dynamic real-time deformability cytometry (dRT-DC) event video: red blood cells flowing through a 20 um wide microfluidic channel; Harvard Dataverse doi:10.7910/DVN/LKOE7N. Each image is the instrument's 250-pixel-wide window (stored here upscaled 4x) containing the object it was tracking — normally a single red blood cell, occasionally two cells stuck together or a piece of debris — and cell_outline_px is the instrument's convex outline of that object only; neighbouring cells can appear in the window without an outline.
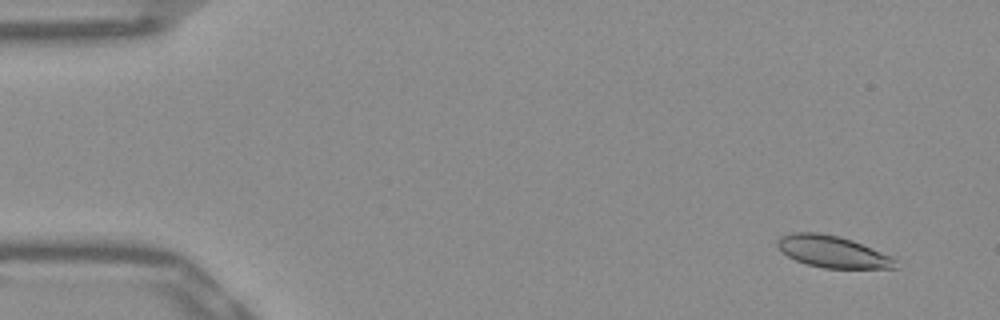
{"species": "Egyptian fruit bat (a non-hibernating species)", "species_latin": "Rousettus aegyptiacus", "temperature_condition": "warm", "stored_images_in_passage": 53, "camera_frame_rate_fps": 3000, "um_per_image_px": 0.085, "frame": {"image": 1, "passage_image": 4, "time_ms": 1.0, "image_size_px": [1000, 320], "cell_outline_px": [[896, 268], [824, 268], [808, 264], [796, 260], [788, 256], [776, 244], [776, 240], [780, 236], [792, 232], [820, 232], [840, 236], [852, 240], [892, 256], [896, 260]], "centroid_in_image_um": [70.76, 21.38], "position_along_channel_um": 14.2, "area_um2": 21.79}}
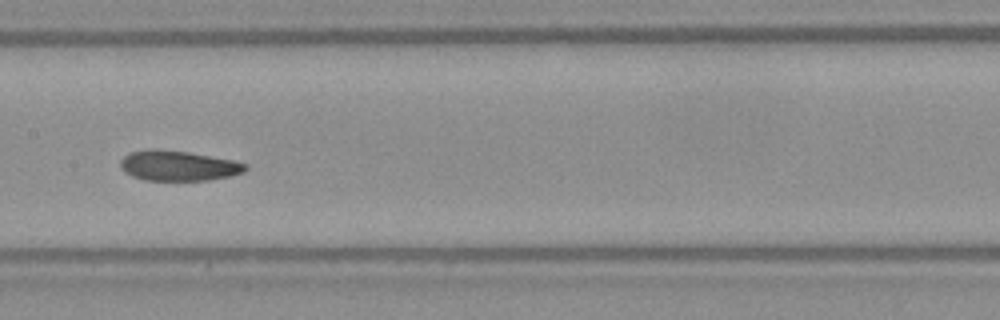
{"frame": {"image": 2, "passage_image": 27, "time_ms": 8.667, "image_size_px": [1000, 320], "cell_outline_px": [[248, 168], [244, 172], [228, 176], [208, 180], [144, 180], [132, 176], [124, 172], [120, 168], [120, 160], [128, 152], [152, 148], [156, 148], [188, 152], [232, 160], [248, 164]], "centroid_in_image_um": [15.11, 14.07], "position_along_channel_um": 192.3, "area_um2": 22.08}}
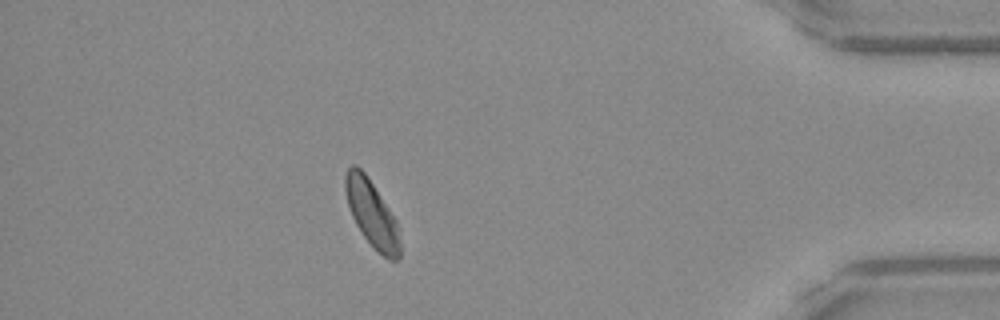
{"frame": {"image": 3, "passage_image": 47, "time_ms": 15.333, "image_size_px": [1000, 320], "cell_outline_px": [[400, 256], [396, 260], [388, 260], [372, 248], [356, 224], [352, 216], [348, 204], [344, 188], [344, 176], [348, 168], [352, 164], [356, 164], [364, 172], [396, 220], [400, 228]], "centroid_in_image_um": [31.61, 18.2], "position_along_channel_um": 403.6, "area_um2": 21.21}, "authors_computed_cell_mechanics": {"area_um2": 22.0218, "velocity_mm_per_s": 3.8444, "shape_relaxation_time_tau1_ms": 6.9635, "shape_relaxation_time_tau2_ms": 2.278, "deformation_change_tau1": 0.1541, "deformation_change_tau2": 0.0712}}